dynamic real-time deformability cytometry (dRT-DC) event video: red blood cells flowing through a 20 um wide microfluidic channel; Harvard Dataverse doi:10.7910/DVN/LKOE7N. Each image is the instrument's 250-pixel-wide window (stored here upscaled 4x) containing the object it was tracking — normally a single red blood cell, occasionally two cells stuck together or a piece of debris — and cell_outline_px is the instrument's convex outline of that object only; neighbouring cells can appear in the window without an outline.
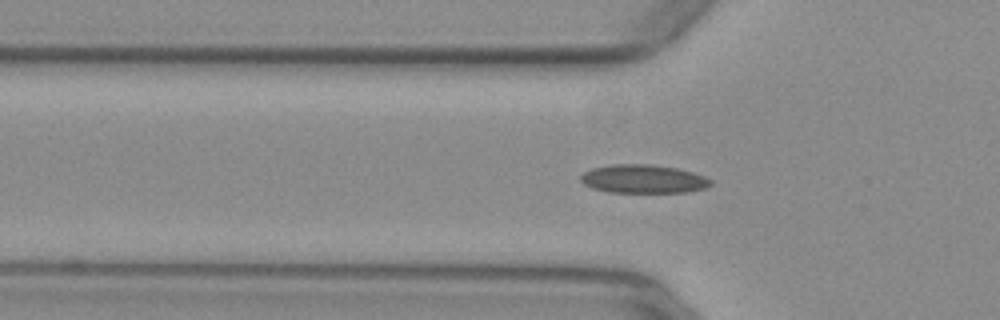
{"species": "common noctule bat (a hibernating species)", "species_latin": "Nyctalus noctula", "temperature_condition": "warm", "stored_images_in_passage": 46, "camera_frame_rate_fps": 3000, "um_per_image_px": 0.085, "animal": {"sex": "female", "body_mass_g": 29.2, "forearm_length_mm": 56.3}, "frame": {"image": 1, "passage_image": 17, "time_ms": 5.333, "image_size_px": [1000, 320], "cell_outline_px": [[712, 184], [708, 188], [688, 192], [608, 192], [592, 188], [584, 184], [580, 180], [580, 176], [584, 172], [592, 168], [612, 164], [648, 164], [676, 168], [692, 172], [704, 176], [712, 180]], "centroid_in_image_um": [54.69, 15.21], "position_along_channel_um": 71.1, "area_um2": 21.68}}
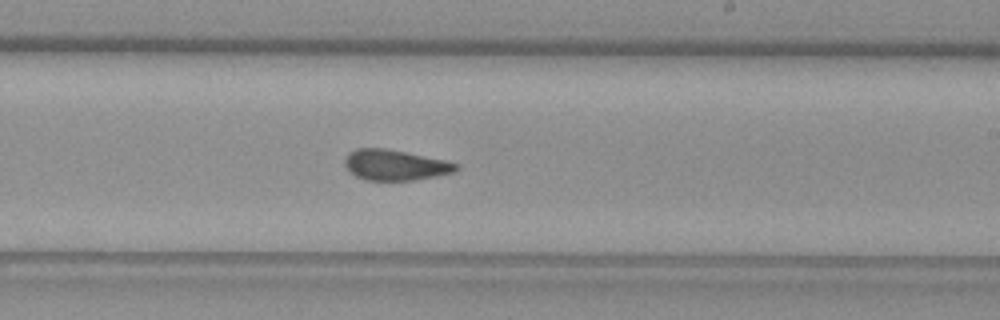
{"frame": {"image": 2, "passage_image": 31, "time_ms": 10.0, "image_size_px": [1000, 320], "cell_outline_px": [[460, 168], [456, 172], [436, 176], [412, 180], [368, 180], [356, 176], [348, 172], [344, 164], [344, 160], [348, 152], [356, 148], [384, 148], [444, 160], [460, 164]], "centroid_in_image_um": [33.57, 14.03], "position_along_channel_um": 255.4, "area_um2": 19.88}}
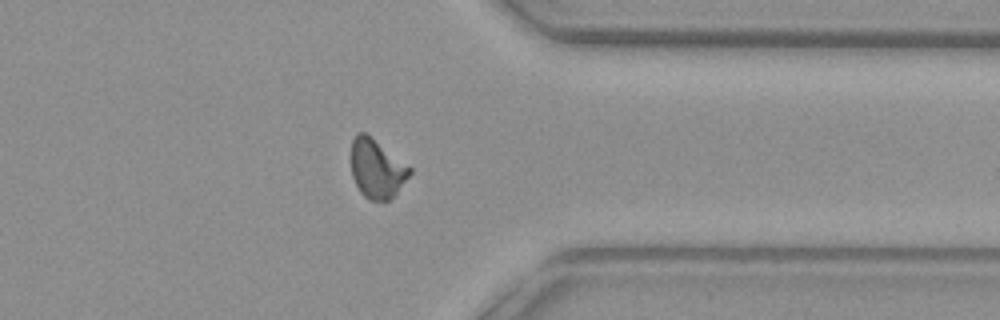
{"frame": {"image": 3, "passage_image": 41, "time_ms": 13.333, "image_size_px": [1000, 320], "cell_outline_px": [[412, 172], [396, 192], [388, 200], [368, 200], [360, 192], [352, 176], [352, 140], [356, 132], [364, 132], [412, 168]], "centroid_in_image_um": [32.01, 14.34], "position_along_channel_um": 379.4, "area_um2": 19.65}}